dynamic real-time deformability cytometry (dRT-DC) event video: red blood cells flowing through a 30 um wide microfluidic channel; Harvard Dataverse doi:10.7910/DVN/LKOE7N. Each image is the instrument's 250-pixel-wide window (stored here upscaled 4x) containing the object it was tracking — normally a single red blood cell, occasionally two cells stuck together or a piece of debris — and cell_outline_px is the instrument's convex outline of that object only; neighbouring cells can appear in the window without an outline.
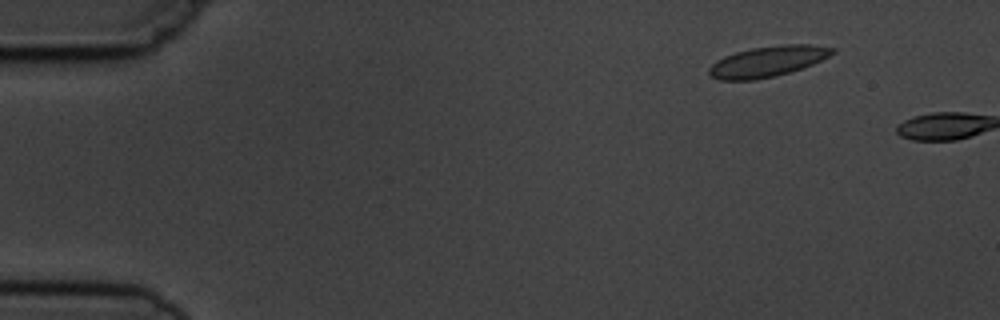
{"species": "common noctule bat (a hibernating species)", "species_latin": "Nyctalus noctula", "temperature_condition": "cold", "stored_images_in_passage": 3, "camera_frame_rate_fps": 3000, "um_per_image_px": 0.085, "animal": {"sex": "male", "body_mass_g": 19.5, "forearm_length_mm": 54.6}, "frame": {"image": 1, "passage_image": 2, "time_ms": 1.333, "image_size_px": [1000, 320], "cell_outline_px": [[836, 52], [804, 68], [772, 76], [752, 80], [720, 80], [712, 76], [708, 72], [708, 68], [716, 60], [724, 56], [736, 52], [752, 48], [784, 44], [816, 44], [836, 48]], "centroid_in_image_um": [65.27, 5.2], "position_along_channel_um": 19.7, "area_um2": 21.96}}